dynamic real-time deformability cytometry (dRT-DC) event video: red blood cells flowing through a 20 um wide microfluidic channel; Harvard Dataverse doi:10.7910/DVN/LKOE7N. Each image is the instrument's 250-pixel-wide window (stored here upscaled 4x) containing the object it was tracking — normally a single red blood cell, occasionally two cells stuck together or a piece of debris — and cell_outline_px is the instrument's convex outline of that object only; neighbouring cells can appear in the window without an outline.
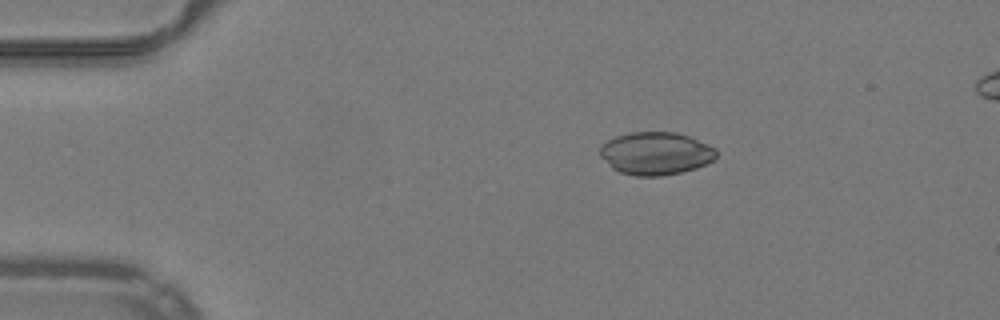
{"species": "common noctule bat (a hibernating species)", "species_latin": "Nyctalus noctula", "temperature_condition": "warm", "stored_images_in_passage": 37, "camera_frame_rate_fps": 3000, "um_per_image_px": 0.085, "animal": {"sex": "male", "body_mass_g": 19.2, "forearm_length_mm": 51.8}, "frame": {"image": 1, "passage_image": 1, "time_ms": 0.0, "image_size_px": [1000, 320], "cell_outline_px": [[716, 156], [712, 160], [696, 168], [680, 172], [660, 176], [636, 176], [620, 172], [612, 168], [600, 156], [600, 144], [616, 136], [632, 132], [676, 132], [688, 136], [708, 144], [716, 148]], "centroid_in_image_um": [55.71, 13.03], "position_along_channel_um": 29.3, "area_um2": 28.9}}
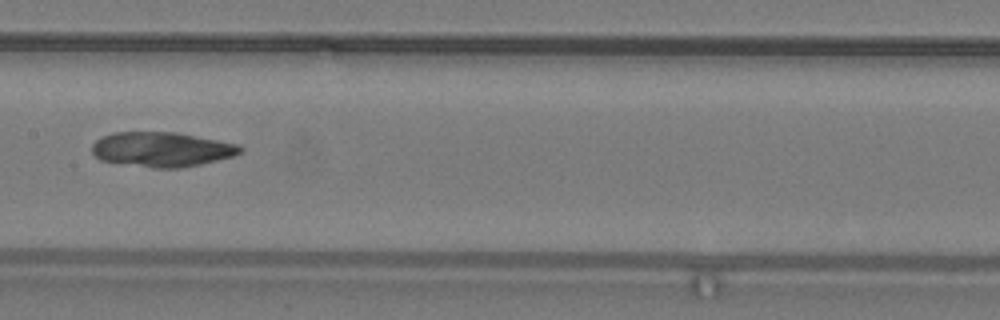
{"frame": {"image": 2, "passage_image": 18, "time_ms": 5.667, "image_size_px": [1000, 320], "cell_outline_px": [[244, 148], [236, 156], [200, 164], [180, 168], [152, 168], [100, 160], [92, 152], [92, 144], [100, 136], [112, 132], [176, 132], [240, 144]], "centroid_in_image_um": [13.76, 12.69], "position_along_channel_um": 193.6, "area_um2": 30.23}}
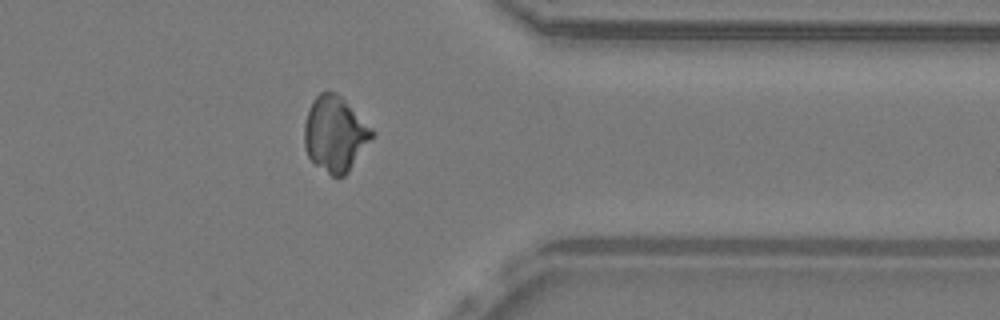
{"frame": {"image": 3, "passage_image": 33, "time_ms": 10.667, "image_size_px": [1000, 320], "cell_outline_px": [[376, 136], [348, 172], [344, 176], [332, 176], [316, 164], [308, 156], [304, 148], [304, 124], [308, 108], [312, 100], [320, 92], [336, 92], [376, 132]], "centroid_in_image_um": [28.49, 11.39], "position_along_channel_um": 382.9, "area_um2": 29.82}}